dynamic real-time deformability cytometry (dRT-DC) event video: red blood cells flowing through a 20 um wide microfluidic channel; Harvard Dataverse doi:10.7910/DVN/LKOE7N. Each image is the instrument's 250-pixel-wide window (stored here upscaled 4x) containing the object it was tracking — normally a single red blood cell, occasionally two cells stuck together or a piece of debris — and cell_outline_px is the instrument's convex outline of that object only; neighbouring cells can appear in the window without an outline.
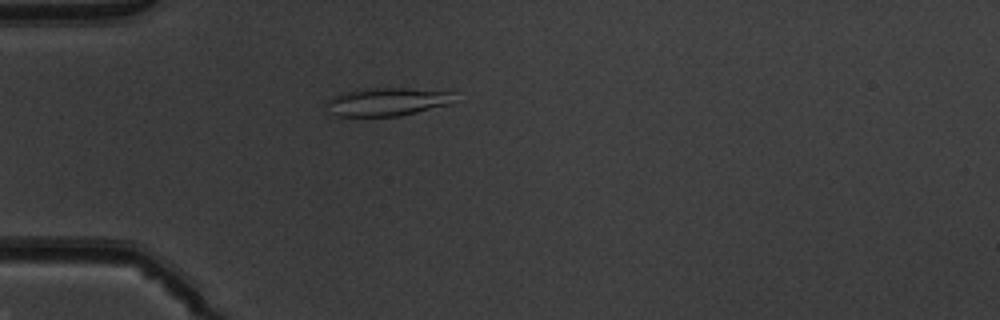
{"species": "common noctule bat (a hibernating species)", "species_latin": "Nyctalus noctula", "temperature_condition": "warm", "stored_images_in_passage": 51, "camera_frame_rate_fps": 3000, "um_per_image_px": 0.085, "animal": {"sex": "male", "body_mass_g": 19.5, "forearm_length_mm": 54.6}, "frame": {"image": 1, "passage_image": 15, "time_ms": 4.667, "image_size_px": [1000, 320], "cell_outline_px": [[456, 92], [452, 104], [400, 116], [340, 116], [328, 112], [324, 104], [332, 96], [344, 92], [368, 88], [452, 88]], "centroid_in_image_um": [33.04, 8.62], "position_along_channel_um": 52.0, "area_um2": 21.91}}
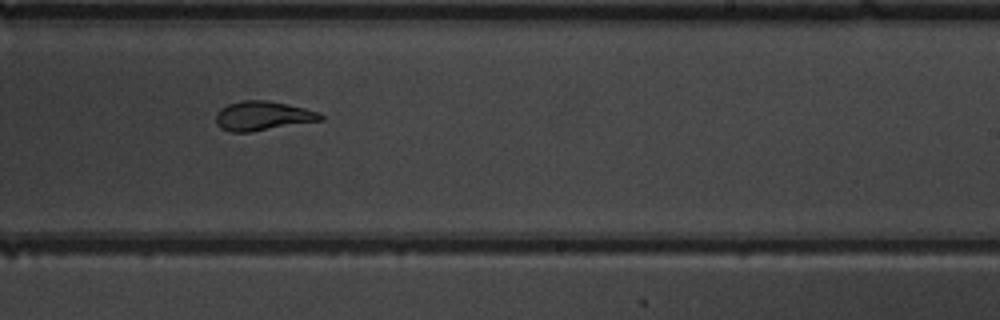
{"frame": {"image": 2, "passage_image": 32, "time_ms": 10.333, "image_size_px": [1000, 320], "cell_outline_px": [[324, 120], [252, 132], [232, 132], [220, 128], [216, 124], [216, 112], [220, 108], [228, 104], [244, 100], [268, 100], [304, 108], [320, 112], [324, 116]], "centroid_in_image_um": [22.34, 9.85], "position_along_channel_um": 266.7, "area_um2": 18.03}}
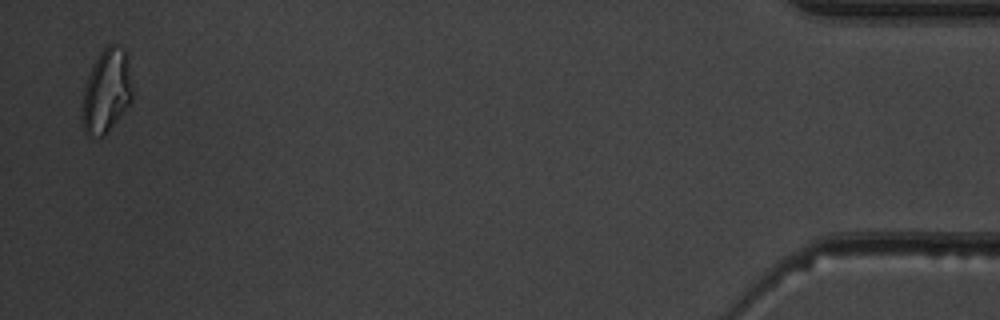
{"frame": {"image": 3, "passage_image": 50, "time_ms": 16.333, "image_size_px": [1000, 320], "cell_outline_px": [[132, 100], [124, 112], [108, 132], [104, 136], [88, 136], [84, 132], [80, 124], [80, 104], [84, 88], [88, 76], [100, 52], [108, 44], [112, 44], [124, 48], [128, 68], [132, 92]], "centroid_in_image_um": [8.99, 7.83], "position_along_channel_um": 426.2, "area_um2": 24.68}, "authors_computed_cell_mechanics": {"area_um2": 19.1318, "velocity_mm_per_s": 4.0141, "shape_relaxation_time_tau1_ms": 7.3755, "shape_relaxation_time_tau2_ms": 1.5171, "deformation_change_tau1": 0.2206, "deformation_change_tau2": 0.0791}}